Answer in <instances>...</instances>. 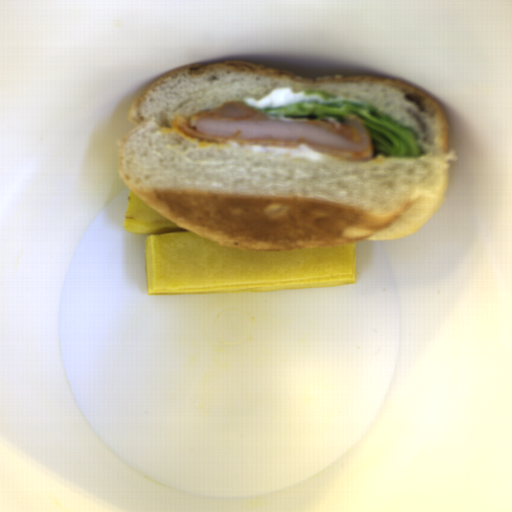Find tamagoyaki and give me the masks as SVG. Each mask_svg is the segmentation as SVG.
<instances>
[{
  "label": "tamagoyaki",
  "mask_w": 512,
  "mask_h": 512,
  "mask_svg": "<svg viewBox=\"0 0 512 512\" xmlns=\"http://www.w3.org/2000/svg\"><path fill=\"white\" fill-rule=\"evenodd\" d=\"M124 230L144 240L148 294H230L356 281L357 241L310 249L225 247L159 214L129 189Z\"/></svg>",
  "instance_id": "1"
}]
</instances>
